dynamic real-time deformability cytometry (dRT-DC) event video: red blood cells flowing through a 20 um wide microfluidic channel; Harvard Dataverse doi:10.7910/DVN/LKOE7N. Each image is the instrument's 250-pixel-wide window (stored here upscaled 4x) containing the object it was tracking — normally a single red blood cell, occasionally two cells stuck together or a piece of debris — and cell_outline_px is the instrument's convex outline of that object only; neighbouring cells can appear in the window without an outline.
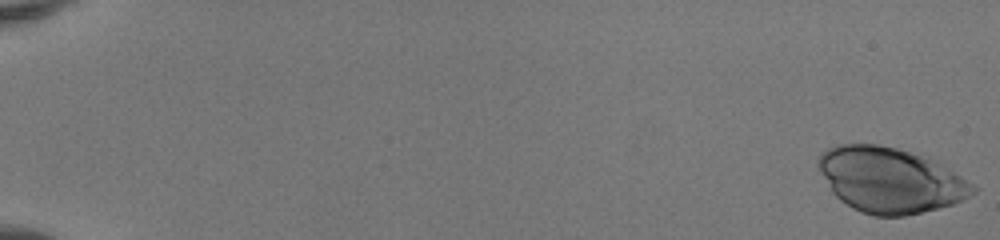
{"species": "human", "species_latin": "Homo sapiens", "temperature_condition": "room temperature", "stored_images_in_passage": 51, "camera_frame_rate_fps": 3000, "um_per_image_px": 0.085, "donor": {"sex": "female"}, "frame": {"image": 1, "passage_image": 1, "time_ms": 0.0, "image_size_px": [1000, 240], "cell_outline_px": [[980, 188], [976, 192], [964, 200], [952, 204], [904, 216], [872, 216], [860, 212], [852, 208], [840, 200], [832, 192], [816, 164], [820, 156], [828, 148], [836, 144], [880, 144], [896, 148], [940, 160], [976, 184]], "centroid_in_image_um": [75.74, 15.29], "position_along_channel_um": 9.3, "area_um2": 59.48}}
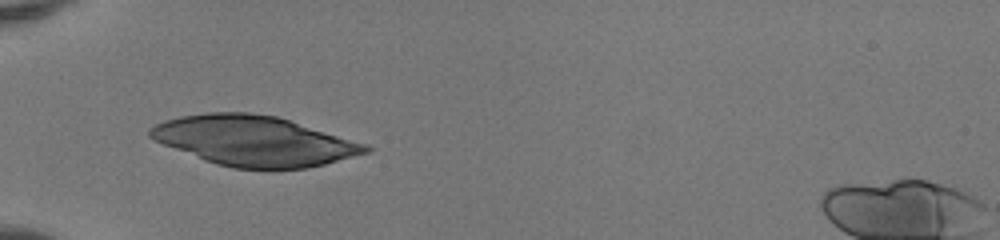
{"frame": {"image": 2, "passage_image": 19, "time_ms": 6.0, "image_size_px": [1000, 240], "cell_outline_px": [[372, 148], [368, 152], [324, 164], [308, 168], [232, 168], [216, 164], [204, 160], [152, 140], [148, 136], [148, 128], [164, 120], [180, 116], [208, 112], [248, 112], [276, 116], [368, 144]], "centroid_in_image_um": [21.56, 11.96], "position_along_channel_um": 63.4, "area_um2": 62.48}}